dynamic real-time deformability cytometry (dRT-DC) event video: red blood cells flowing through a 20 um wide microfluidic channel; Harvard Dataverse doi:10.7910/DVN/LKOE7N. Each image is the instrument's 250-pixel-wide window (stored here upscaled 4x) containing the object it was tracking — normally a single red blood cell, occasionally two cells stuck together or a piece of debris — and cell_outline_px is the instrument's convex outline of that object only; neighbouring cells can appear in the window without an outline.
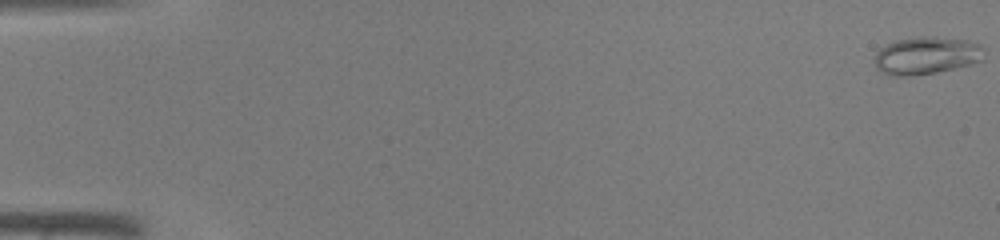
{"species": "common noctule bat (a hibernating species)", "species_latin": "Nyctalus noctula", "temperature_condition": "warm", "stored_images_in_passage": 46, "camera_frame_rate_fps": 3000, "um_per_image_px": 0.085, "animal": {"sex": "male", "body_mass_g": 19.0, "forearm_length_mm": 50.8}, "frame": {"image": 1, "passage_image": 1, "time_ms": 0.0, "image_size_px": [1000, 240], "cell_outline_px": [[984, 60], [972, 64], [936, 72], [912, 76], [888, 76], [880, 72], [876, 68], [876, 52], [880, 48], [896, 40], [924, 36], [932, 36], [968, 40], [980, 44], [984, 48]], "centroid_in_image_um": [78.77, 4.73], "position_along_channel_um": 6.2, "area_um2": 24.22}}
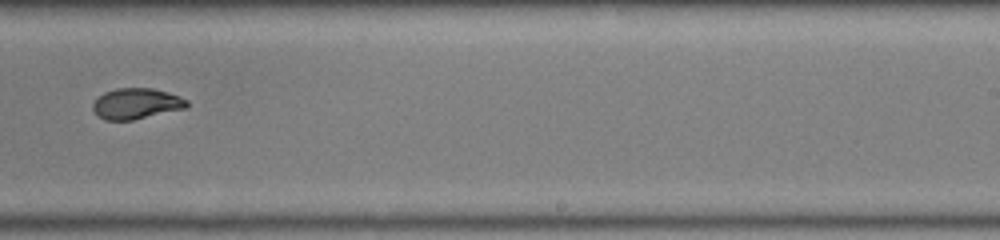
{"frame": {"image": 2, "passage_image": 30, "time_ms": 9.667, "image_size_px": [1000, 240], "cell_outline_px": [[188, 108], [132, 120], [104, 120], [92, 108], [92, 104], [104, 92], [116, 88], [152, 88], [168, 92], [180, 96], [188, 100]], "centroid_in_image_um": [11.63, 8.8], "position_along_channel_um": 277.4, "area_um2": 16.88}}
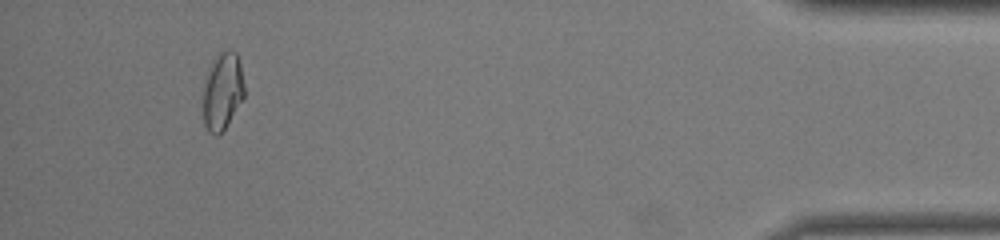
{"frame": {"image": 3, "passage_image": 43, "time_ms": 14.0, "image_size_px": [1000, 240], "cell_outline_px": [[244, 96], [224, 128], [216, 136], [208, 132], [204, 124], [200, 100], [200, 96], [212, 60], [220, 52], [228, 48], [236, 52], [240, 64], [244, 84]], "centroid_in_image_um": [18.85, 7.74], "position_along_channel_um": 416.3, "area_um2": 18.9}}